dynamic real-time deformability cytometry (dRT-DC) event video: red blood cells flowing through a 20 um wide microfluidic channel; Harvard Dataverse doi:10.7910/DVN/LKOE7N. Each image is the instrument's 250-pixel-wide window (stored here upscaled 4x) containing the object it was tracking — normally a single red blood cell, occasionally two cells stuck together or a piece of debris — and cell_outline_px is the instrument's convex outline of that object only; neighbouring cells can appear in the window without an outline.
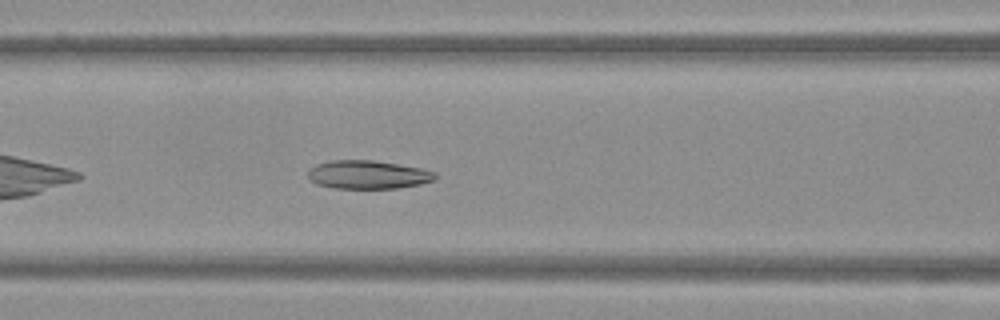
{"species": "Egyptian fruit bat (a non-hibernating species)", "species_latin": "Rousettus aegyptiacus", "temperature_condition": "warm", "stored_images_in_passage": 33, "camera_frame_rate_fps": 3000, "um_per_image_px": 0.085, "frame": {"image": 1, "passage_image": 8, "time_ms": 2.333, "image_size_px": [1000, 320], "cell_outline_px": [[436, 180], [420, 184], [396, 188], [336, 188], [316, 184], [308, 180], [308, 168], [316, 164], [328, 160], [372, 160], [420, 168], [436, 172]], "centroid_in_image_um": [31.23, 14.84], "position_along_channel_um": 135.4, "area_um2": 21.15}}
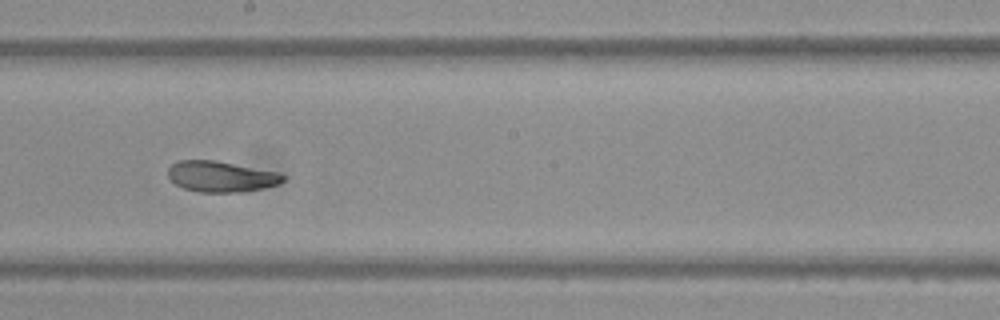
{"frame": {"image": 2, "passage_image": 15, "time_ms": 4.667, "image_size_px": [1000, 320], "cell_outline_px": [[284, 180], [280, 184], [264, 188], [240, 192], [200, 192], [184, 188], [176, 184], [168, 176], [168, 168], [172, 164], [180, 160], [216, 160], [280, 172], [284, 176]], "centroid_in_image_um": [18.82, 15.0], "position_along_channel_um": 229.4, "area_um2": 20.75}}
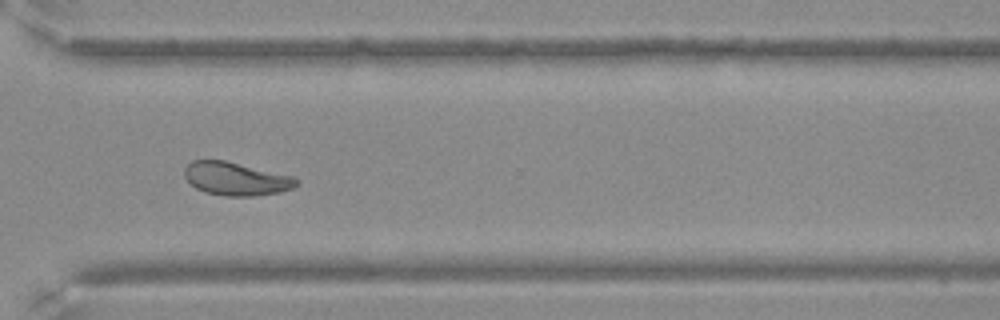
{"frame": {"image": 3, "passage_image": 24, "time_ms": 7.667, "image_size_px": [1000, 320], "cell_outline_px": [[300, 180], [292, 188], [280, 192], [252, 196], [224, 196], [204, 192], [196, 188], [184, 176], [184, 168], [192, 160], [224, 160], [292, 176]], "centroid_in_image_um": [20.03, 15.2], "position_along_channel_um": 350.6, "area_um2": 21.5}}